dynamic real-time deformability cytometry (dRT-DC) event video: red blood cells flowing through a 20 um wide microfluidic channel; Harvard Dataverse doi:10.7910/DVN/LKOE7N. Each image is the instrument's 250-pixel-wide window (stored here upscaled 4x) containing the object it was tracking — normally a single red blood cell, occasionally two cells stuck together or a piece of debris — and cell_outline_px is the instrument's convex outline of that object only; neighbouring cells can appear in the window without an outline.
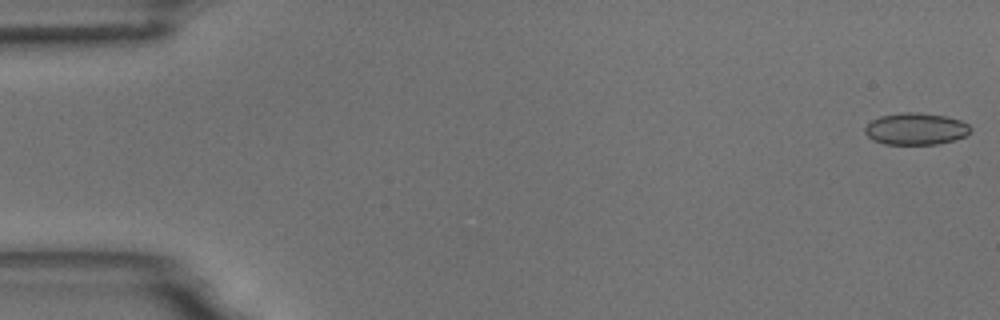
{"species": "common noctule bat (a hibernating species)", "species_latin": "Nyctalus noctula", "temperature_condition": "room temperature", "stored_images_in_passage": 24, "camera_frame_rate_fps": 3000, "um_per_image_px": 0.085, "animal": {"sex": "male", "body_mass_g": 18.8}, "frame": {"image": 1, "passage_image": 1, "time_ms": 0.0, "image_size_px": [1000, 320], "cell_outline_px": [[972, 132], [956, 140], [936, 144], [884, 144], [872, 140], [864, 132], [864, 128], [872, 120], [880, 116], [900, 112], [920, 112], [948, 116], [960, 120], [968, 124], [972, 128]], "centroid_in_image_um": [77.86, 10.94], "position_along_channel_um": 7.1, "area_um2": 19.88}}
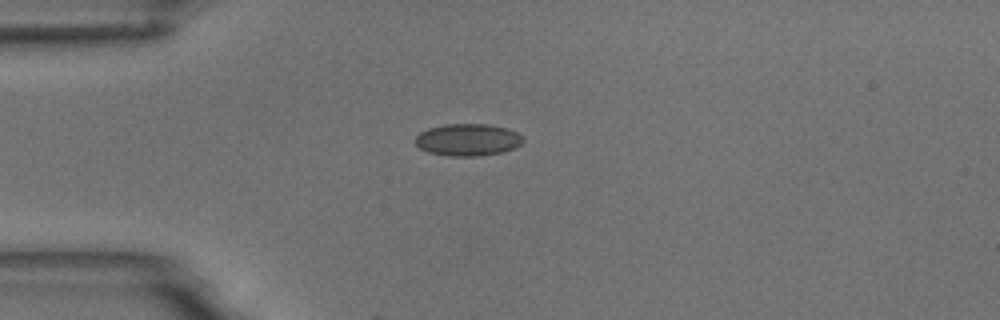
{"frame": {"image": 2, "passage_image": 14, "time_ms": 4.333, "image_size_px": [1000, 320], "cell_outline_px": [[524, 140], [520, 144], [512, 148], [500, 152], [480, 156], [448, 156], [428, 152], [420, 148], [416, 144], [416, 136], [420, 132], [428, 128], [444, 124], [488, 124], [508, 128], [524, 136]], "centroid_in_image_um": [39.76, 11.87], "position_along_channel_um": 45.2, "area_um2": 20.17}}